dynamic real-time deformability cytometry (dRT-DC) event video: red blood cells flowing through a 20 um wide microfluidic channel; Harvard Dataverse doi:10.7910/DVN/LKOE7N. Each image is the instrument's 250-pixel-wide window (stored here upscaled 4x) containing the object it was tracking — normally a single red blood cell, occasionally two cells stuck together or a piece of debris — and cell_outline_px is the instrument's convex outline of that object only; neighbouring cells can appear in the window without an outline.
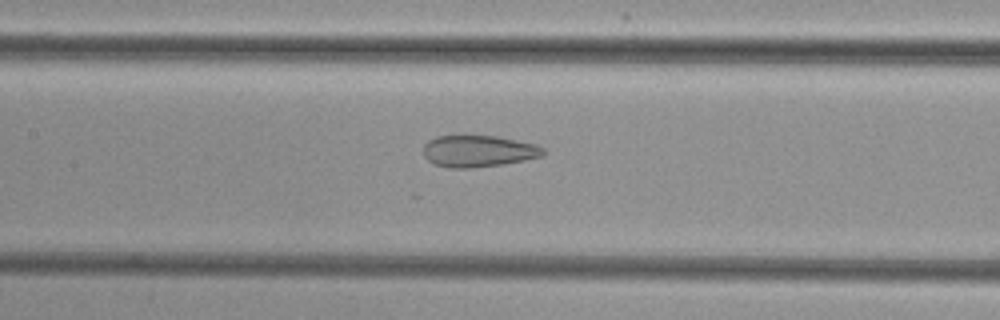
{"species": "common noctule bat (a hibernating species)", "species_latin": "Nyctalus noctula", "temperature_condition": "cold", "stored_images_in_passage": 47, "camera_frame_rate_fps": 3000, "um_per_image_px": 0.085, "animal": {"sex": "female", "body_mass_g": 29.2, "forearm_length_mm": 56.3}, "frame": {"image": 1, "passage_image": 19, "time_ms": 6.0, "image_size_px": [1000, 320], "cell_outline_px": [[544, 156], [524, 160], [500, 164], [468, 168], [452, 168], [436, 164], [428, 160], [424, 156], [424, 144], [428, 140], [436, 136], [496, 136], [536, 144], [544, 148]], "centroid_in_image_um": [40.67, 12.84], "position_along_channel_um": 166.7, "area_um2": 21.91}}
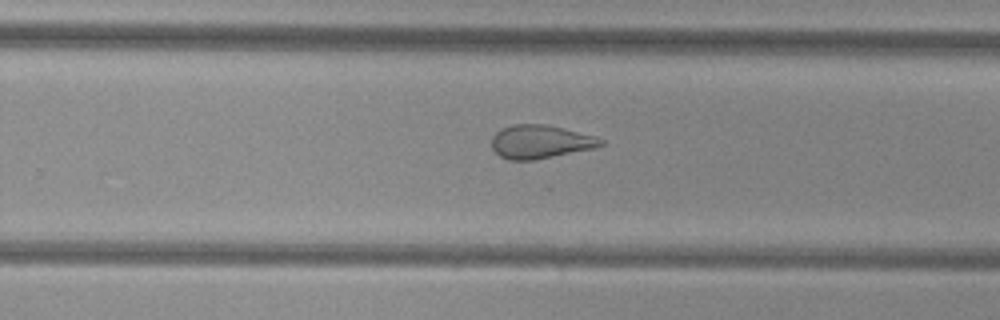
{"frame": {"image": 2, "passage_image": 28, "time_ms": 9.0, "image_size_px": [1000, 320], "cell_outline_px": [[604, 144], [592, 148], [532, 160], [508, 160], [500, 156], [492, 148], [492, 136], [500, 128], [512, 124], [544, 124], [596, 136], [604, 140]], "centroid_in_image_um": [45.88, 12.04], "position_along_channel_um": 283.9, "area_um2": 21.04}}
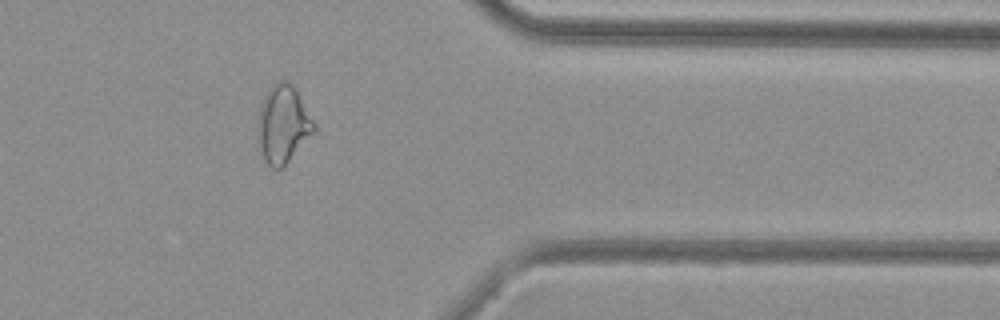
{"frame": {"image": 3, "passage_image": 37, "time_ms": 12.0, "image_size_px": [1000, 320], "cell_outline_px": [[316, 132], [284, 168], [272, 168], [268, 164], [260, 152], [256, 136], [260, 108], [264, 96], [268, 88], [272, 84], [280, 80], [284, 80], [292, 84], [316, 124]], "centroid_in_image_um": [24.06, 10.6], "position_along_channel_um": 387.3, "area_um2": 25.89}}